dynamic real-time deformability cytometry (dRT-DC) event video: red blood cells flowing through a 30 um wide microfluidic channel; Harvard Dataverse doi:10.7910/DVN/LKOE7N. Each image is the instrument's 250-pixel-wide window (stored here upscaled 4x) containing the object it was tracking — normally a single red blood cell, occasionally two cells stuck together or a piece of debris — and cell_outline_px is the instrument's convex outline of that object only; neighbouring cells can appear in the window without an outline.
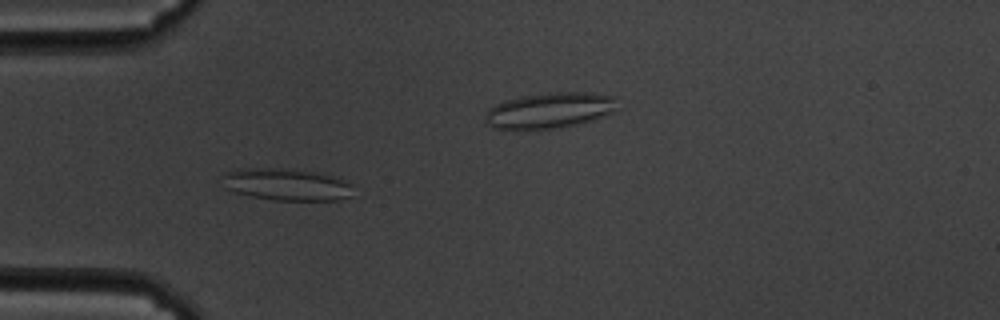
{"species": "common noctule bat (a hibernating species)", "species_latin": "Nyctalus noctula", "temperature_condition": "cold", "stored_images_in_passage": 59, "camera_frame_rate_fps": 3000, "um_per_image_px": 0.085, "animal": {"sex": "male", "body_mass_g": 19.5, "forearm_length_mm": 54.6}, "frame": {"image": 1, "passage_image": 18, "time_ms": 5.667, "image_size_px": [1000, 320], "cell_outline_px": [[352, 196], [336, 200], [272, 200], [232, 192], [228, 188], [224, 176], [224, 172], [232, 168], [284, 168], [312, 172], [332, 176], [348, 180]], "centroid_in_image_um": [24.34, 15.67], "position_along_channel_um": 60.7, "area_um2": 24.28}}
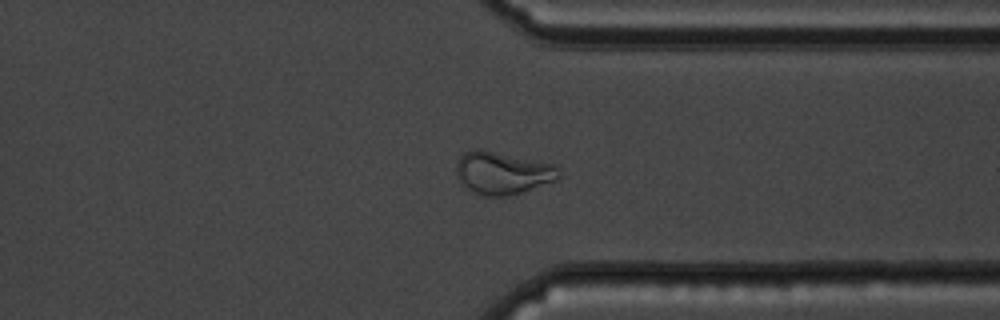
{"frame": {"image": 2, "passage_image": 45, "time_ms": 14.667, "image_size_px": [1000, 320], "cell_outline_px": [[560, 176], [556, 180], [520, 192], [504, 196], [484, 196], [472, 192], [460, 180], [456, 172], [456, 164], [460, 156], [464, 152], [476, 148], [480, 148], [556, 164], [560, 168]], "centroid_in_image_um": [42.73, 14.67], "position_along_channel_um": 368.7, "area_um2": 25.49}}
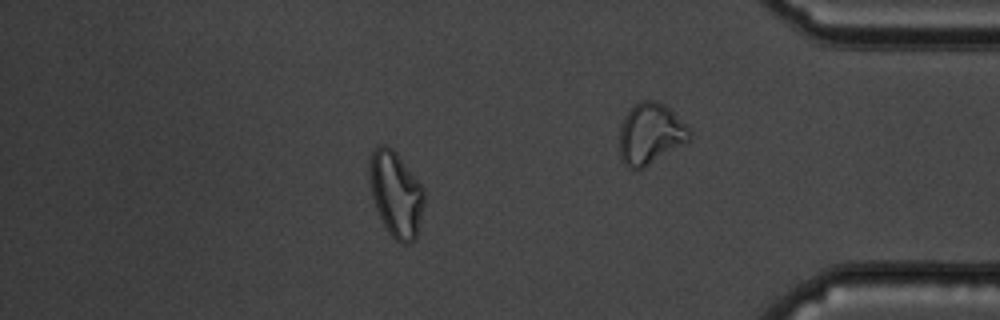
{"frame": {"image": 3, "passage_image": 51, "time_ms": 16.667, "image_size_px": [1000, 320], "cell_outline_px": [[424, 204], [416, 240], [408, 244], [404, 244], [396, 240], [388, 232], [376, 208], [372, 196], [368, 180], [368, 160], [372, 152], [380, 144], [384, 144], [392, 148], [396, 152], [424, 188]], "centroid_in_image_um": [33.64, 16.48], "position_along_channel_um": 401.6, "area_um2": 27.46}, "authors_computed_cell_mechanics": {"area_um2": 26.0678, "velocity_mm_per_s": 3.4724, "shape_relaxation_time_tau1_ms": null, "shape_relaxation_time_tau2_ms": 3.3538, "deformation_change_tau1": null, "deformation_change_tau2": 0.1112}}